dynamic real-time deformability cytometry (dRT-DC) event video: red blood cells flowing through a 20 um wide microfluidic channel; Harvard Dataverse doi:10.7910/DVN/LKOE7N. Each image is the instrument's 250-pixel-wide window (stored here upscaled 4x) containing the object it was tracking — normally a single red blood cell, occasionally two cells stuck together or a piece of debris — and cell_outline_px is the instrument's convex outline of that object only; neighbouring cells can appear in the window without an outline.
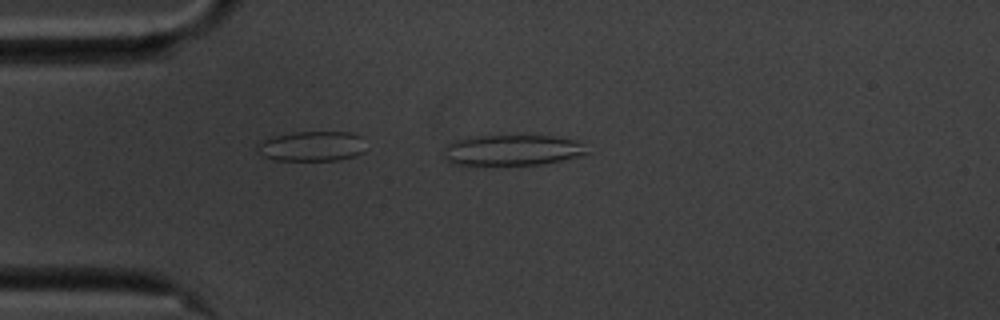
{"species": "common noctule bat (a hibernating species)", "species_latin": "Nyctalus noctula", "temperature_condition": "cold", "stored_images_in_passage": 45, "camera_frame_rate_fps": 3000, "um_per_image_px": 0.085, "animal": {"sex": "male", "body_mass_g": 20.1, "forearm_length_mm": 53.5}, "frame": {"image": 1, "passage_image": 2, "time_ms": 0.333, "image_size_px": [1000, 320], "cell_outline_px": [[588, 152], [580, 156], [544, 164], [496, 168], [456, 164], [444, 160], [444, 148], [448, 144], [456, 140], [476, 136], [552, 136], [576, 140]], "centroid_in_image_um": [43.47, 12.82], "position_along_channel_um": 41.5, "area_um2": 26.47}}
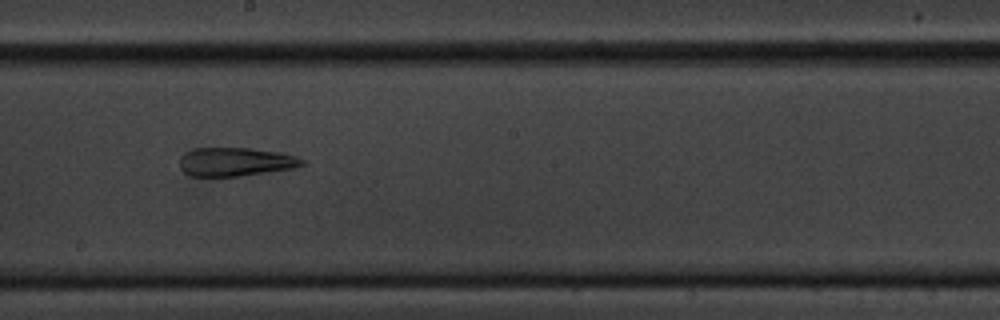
{"frame": {"image": 2, "passage_image": 20, "time_ms": 6.333, "image_size_px": [1000, 320], "cell_outline_px": [[308, 164], [296, 168], [240, 176], [188, 176], [180, 168], [180, 156], [184, 152], [192, 148], [248, 148], [280, 152], [296, 156], [304, 160]], "centroid_in_image_um": [20.03, 13.75], "position_along_channel_um": 228.2, "area_um2": 20.75}}
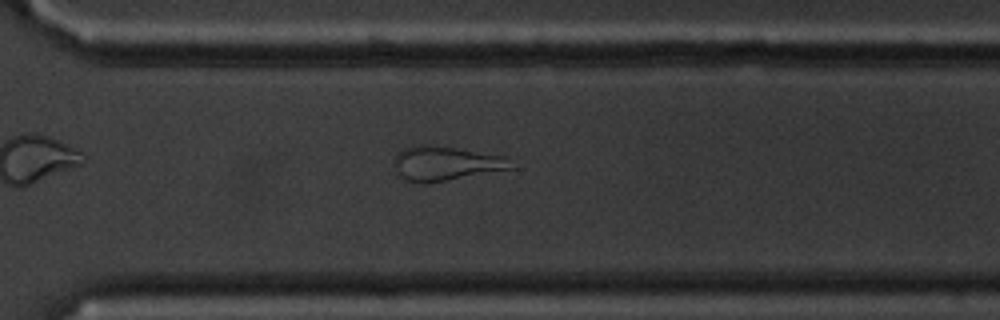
{"frame": {"image": 3, "passage_image": 29, "time_ms": 9.333, "image_size_px": [1000, 320], "cell_outline_px": [[516, 168], [424, 184], [420, 184], [396, 176], [392, 168], [392, 164], [396, 156], [404, 148], [420, 144], [452, 148], [508, 156]], "centroid_in_image_um": [37.86, 13.91], "position_along_channel_um": 332.7, "area_um2": 23.58}, "authors_computed_cell_mechanics": {"area_um2": 23.4668, "velocity_mm_per_s": 3.4949, "shape_relaxation_time_tau1_ms": null, "shape_relaxation_time_tau2_ms": 5.8136, "deformation_change_tau1": null, "deformation_change_tau2": 0.182}}